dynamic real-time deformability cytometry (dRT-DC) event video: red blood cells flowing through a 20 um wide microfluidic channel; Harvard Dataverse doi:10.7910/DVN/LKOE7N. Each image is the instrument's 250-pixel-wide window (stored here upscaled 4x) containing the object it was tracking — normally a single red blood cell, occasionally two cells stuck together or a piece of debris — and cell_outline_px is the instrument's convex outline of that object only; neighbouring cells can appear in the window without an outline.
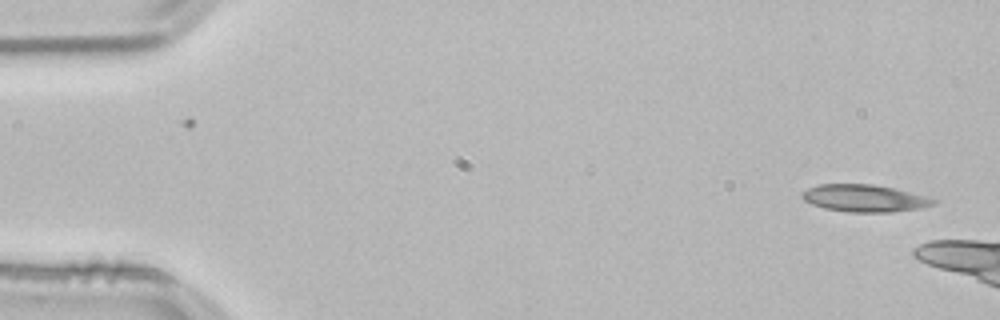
{"species": "common noctule bat (a hibernating species)", "species_latin": "Nyctalus noctula", "temperature_condition": "room temperature", "stored_images_in_passage": 7, "camera_frame_rate_fps": 3000, "um_per_image_px": 0.085, "animal": {"sex": "male", "body_mass_g": 21.5, "forearm_length_mm": 52.0}, "frame": {"image": 1, "passage_image": 1, "time_ms": 0.0, "image_size_px": [1000, 320], "cell_outline_px": [[936, 204], [920, 208], [892, 212], [848, 212], [824, 208], [812, 204], [804, 200], [800, 196], [800, 192], [816, 184], [872, 184], [892, 188], [924, 196], [936, 200]], "centroid_in_image_um": [73.41, 16.85], "position_along_channel_um": 11.6, "area_um2": 20.75}}